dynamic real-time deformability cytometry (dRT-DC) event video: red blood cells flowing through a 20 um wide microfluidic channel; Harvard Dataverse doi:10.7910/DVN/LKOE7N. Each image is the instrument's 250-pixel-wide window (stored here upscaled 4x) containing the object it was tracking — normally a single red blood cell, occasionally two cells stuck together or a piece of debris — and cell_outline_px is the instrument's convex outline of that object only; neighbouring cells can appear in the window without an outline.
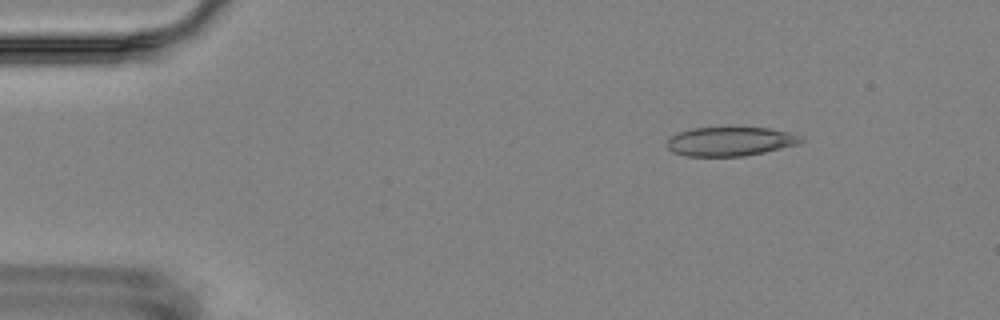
{"species": "Egyptian fruit bat (a non-hibernating species)", "species_latin": "Rousettus aegyptiacus", "temperature_condition": "room temperature", "stored_images_in_passage": 6, "camera_frame_rate_fps": 3000, "um_per_image_px": 0.085, "animal": {"sex": "female"}, "frame": {"image": 1, "passage_image": 2, "time_ms": 1.0, "image_size_px": [1000, 320], "cell_outline_px": [[804, 140], [796, 144], [764, 152], [744, 156], [684, 156], [672, 152], [668, 148], [668, 140], [672, 136], [680, 132], [692, 128], [768, 128], [788, 132], [800, 136]], "centroid_in_image_um": [62.04, 12.03], "position_along_channel_um": 23.0, "area_um2": 22.31}}
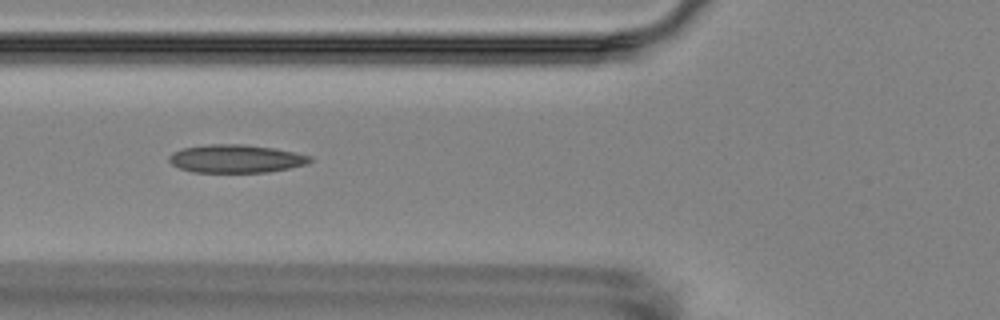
{"frame": {"image": 2, "passage_image": 5, "time_ms": 5.333, "image_size_px": [1000, 320], "cell_outline_px": [[312, 160], [308, 164], [268, 172], [192, 172], [180, 168], [172, 164], [168, 160], [168, 156], [172, 152], [184, 148], [208, 144], [244, 144], [276, 148], [312, 156]], "centroid_in_image_um": [20.06, 13.48], "position_along_channel_um": 105.7, "area_um2": 23.18}}
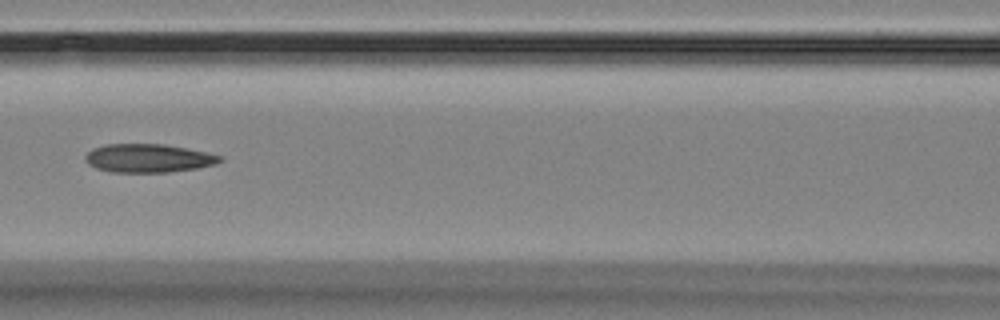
{"frame": {"image": 3, "passage_image": 6, "time_ms": 6.667, "image_size_px": [1000, 320], "cell_outline_px": [[224, 160], [216, 164], [200, 168], [168, 172], [112, 172], [96, 168], [88, 164], [84, 160], [84, 156], [92, 148], [104, 144], [164, 144], [188, 148], [224, 156]], "centroid_in_image_um": [12.63, 13.44], "position_along_channel_um": 154.0, "area_um2": 22.66}}